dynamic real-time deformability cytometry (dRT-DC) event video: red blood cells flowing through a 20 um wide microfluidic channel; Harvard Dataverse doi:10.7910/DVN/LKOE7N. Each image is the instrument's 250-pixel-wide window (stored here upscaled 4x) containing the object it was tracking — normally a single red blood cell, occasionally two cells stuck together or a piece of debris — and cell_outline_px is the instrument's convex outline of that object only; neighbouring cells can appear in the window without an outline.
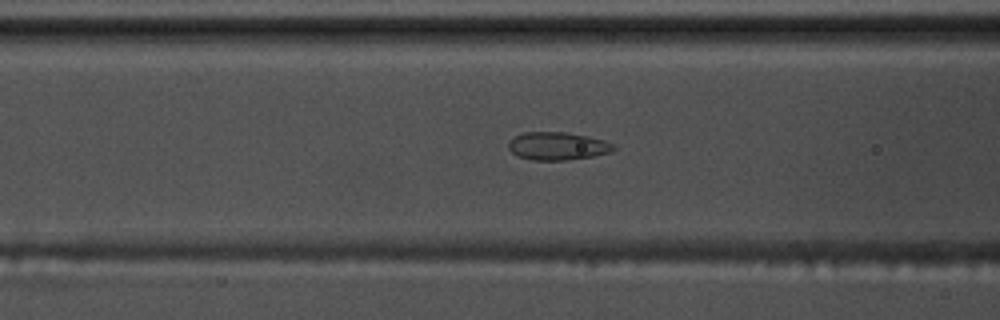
{"species": "common noctule bat (a hibernating species)", "species_latin": "Nyctalus noctula", "temperature_condition": "warm", "stored_images_in_passage": 46, "camera_frame_rate_fps": 3000, "um_per_image_px": 0.085, "animal": {"sex": "male", "body_mass_g": 17.5, "forearm_length_mm": 52.3}, "frame": {"image": 1, "passage_image": 18, "time_ms": 5.667, "image_size_px": [1000, 320], "cell_outline_px": [[616, 148], [612, 152], [592, 156], [564, 160], [532, 160], [516, 156], [508, 148], [508, 144], [516, 136], [524, 132], [564, 132], [588, 136], [604, 140], [612, 144]], "centroid_in_image_um": [47.39, 12.42], "position_along_channel_um": 119.2, "area_um2": 16.99}}
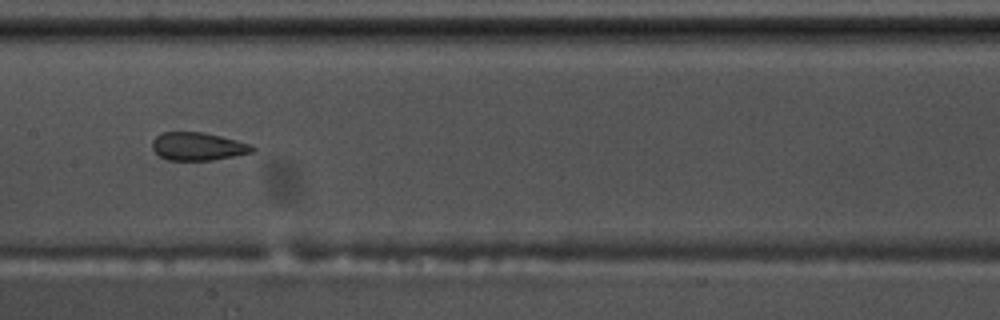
{"frame": {"image": 2, "passage_image": 24, "time_ms": 7.667, "image_size_px": [1000, 320], "cell_outline_px": [[256, 148], [252, 152], [212, 160], [168, 160], [160, 156], [152, 148], [152, 140], [156, 136], [164, 132], [204, 132], [252, 144]], "centroid_in_image_um": [16.82, 12.44], "position_along_channel_um": 190.6, "area_um2": 16.24}}
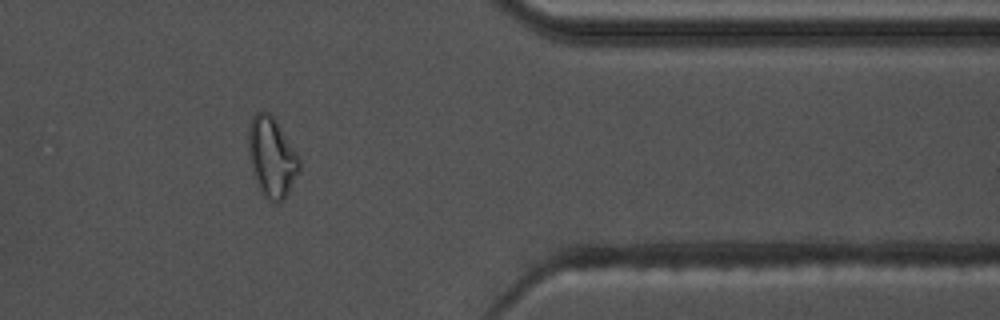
{"frame": {"image": 3, "passage_image": 42, "time_ms": 13.667, "image_size_px": [1000, 320], "cell_outline_px": [[300, 168], [284, 200], [276, 204], [268, 200], [264, 196], [260, 188], [252, 168], [248, 148], [248, 128], [252, 116], [256, 112], [268, 112], [276, 120], [300, 156]], "centroid_in_image_um": [23.11, 13.34], "position_along_channel_um": 388.3, "area_um2": 23.58}, "authors_computed_cell_mechanics": {"area_um2": 17.6868, "velocity_mm_per_s": 3.5844, "shape_relaxation_time_tau1_ms": null, "shape_relaxation_time_tau2_ms": 1.3961, "deformation_change_tau1": null, "deformation_change_tau2": 0.0674}}